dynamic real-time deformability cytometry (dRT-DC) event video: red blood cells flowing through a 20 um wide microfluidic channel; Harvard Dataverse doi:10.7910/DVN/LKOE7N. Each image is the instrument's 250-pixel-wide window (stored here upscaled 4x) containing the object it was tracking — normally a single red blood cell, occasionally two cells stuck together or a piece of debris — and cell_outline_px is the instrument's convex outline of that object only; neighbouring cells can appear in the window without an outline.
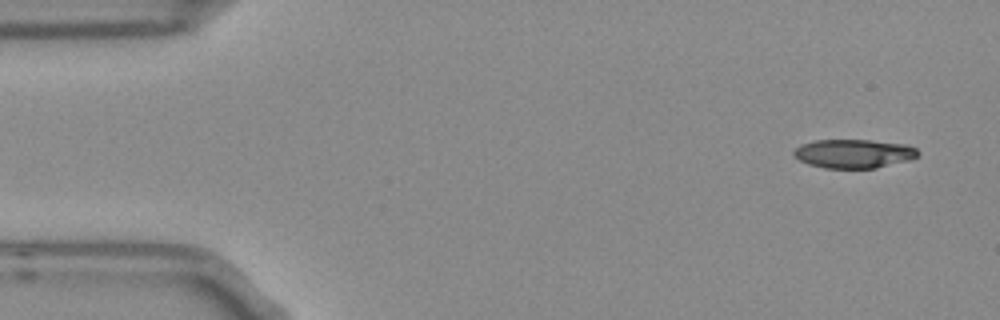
{"species": "Egyptian fruit bat (a non-hibernating species)", "species_latin": "Rousettus aegyptiacus", "temperature_condition": "room temperature", "stored_images_in_passage": 4, "camera_frame_rate_fps": 3000, "um_per_image_px": 0.085, "frame": {"image": 1, "passage_image": 1, "time_ms": 0.0, "image_size_px": [1000, 320], "cell_outline_px": [[920, 152], [912, 160], [876, 168], [824, 168], [808, 164], [800, 160], [792, 152], [800, 144], [816, 140], [872, 140], [904, 144], [916, 148]], "centroid_in_image_um": [72.59, 13.06], "position_along_channel_um": 12.4, "area_um2": 20.92}}
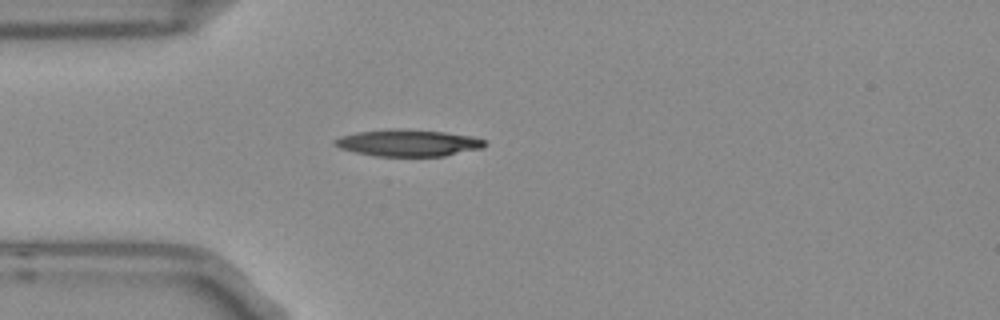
{"frame": {"image": 2, "passage_image": 4, "time_ms": 1.0, "image_size_px": [1000, 320], "cell_outline_px": [[488, 144], [480, 148], [444, 156], [376, 156], [356, 152], [340, 148], [332, 144], [332, 140], [340, 136], [356, 132], [388, 128], [396, 128], [444, 132], [472, 136], [484, 140]], "centroid_in_image_um": [34.64, 12.13], "position_along_channel_um": 50.4, "area_um2": 23.47}}